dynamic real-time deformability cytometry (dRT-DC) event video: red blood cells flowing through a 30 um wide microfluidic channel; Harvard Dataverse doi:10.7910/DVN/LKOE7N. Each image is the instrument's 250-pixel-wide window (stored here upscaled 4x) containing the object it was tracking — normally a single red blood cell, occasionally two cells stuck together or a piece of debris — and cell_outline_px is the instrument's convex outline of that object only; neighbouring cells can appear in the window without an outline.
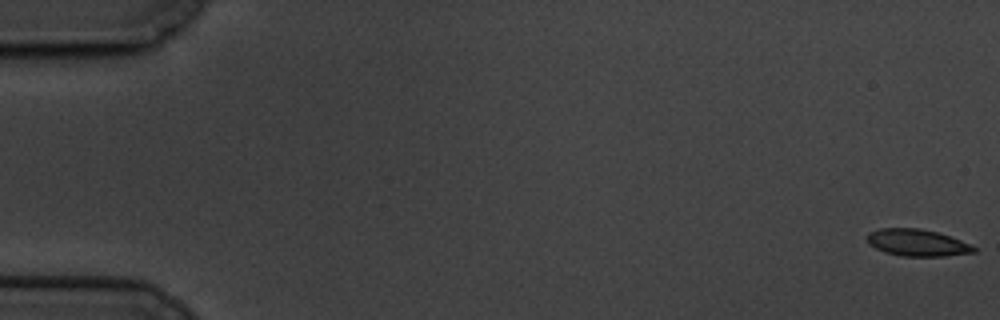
{"species": "common noctule bat (a hibernating species)", "species_latin": "Nyctalus noctula", "temperature_condition": "cold", "stored_images_in_passage": 13, "camera_frame_rate_fps": 3000, "um_per_image_px": 0.085, "animal": {"sex": "male", "body_mass_g": 19.5, "forearm_length_mm": 54.6}, "frame": {"image": 1, "passage_image": 1, "time_ms": 0.0, "image_size_px": [1000, 320], "cell_outline_px": [[976, 252], [944, 256], [900, 256], [884, 252], [868, 244], [864, 236], [868, 232], [880, 228], [920, 228], [936, 232], [960, 240], [976, 248]], "centroid_in_image_um": [77.88, 20.62], "position_along_channel_um": 7.1, "area_um2": 16.76}}